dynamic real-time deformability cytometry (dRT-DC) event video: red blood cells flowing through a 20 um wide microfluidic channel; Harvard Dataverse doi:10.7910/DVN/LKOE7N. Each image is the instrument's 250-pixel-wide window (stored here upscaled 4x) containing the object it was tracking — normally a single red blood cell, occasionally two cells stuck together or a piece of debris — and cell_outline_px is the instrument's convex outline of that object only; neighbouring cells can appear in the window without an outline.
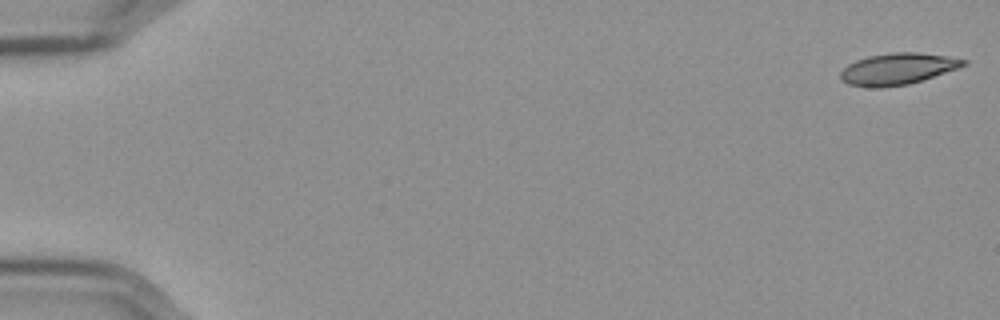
{"species": "Egyptian fruit bat (a non-hibernating species)", "species_latin": "Rousettus aegyptiacus", "temperature_condition": "cold", "stored_images_in_passage": 57, "camera_frame_rate_fps": 3000, "um_per_image_px": 0.085, "frame": {"image": 1, "passage_image": 1, "time_ms": 0.0, "image_size_px": [1000, 320], "cell_outline_px": [[968, 64], [908, 84], [880, 88], [876, 88], [848, 84], [840, 80], [840, 72], [848, 64], [856, 60], [868, 56], [892, 52], [916, 52], [948, 56], [968, 60]], "centroid_in_image_um": [76.26, 5.85], "position_along_channel_um": 8.7, "area_um2": 22.37}}
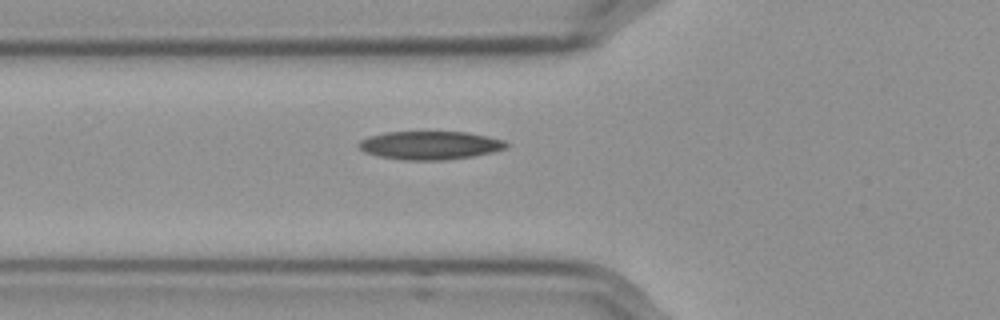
{"frame": {"image": 2, "passage_image": 21, "time_ms": 6.667, "image_size_px": [1000, 320], "cell_outline_px": [[508, 144], [504, 148], [492, 152], [472, 156], [444, 160], [404, 160], [380, 156], [364, 152], [356, 144], [360, 140], [368, 136], [384, 132], [468, 132], [488, 136], [504, 140]], "centroid_in_image_um": [36.52, 12.34], "position_along_channel_um": 89.3, "area_um2": 24.33}}
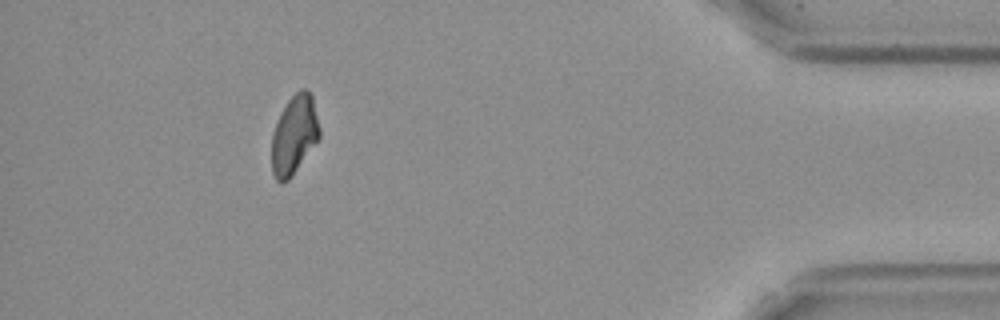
{"frame": {"image": 3, "passage_image": 52, "time_ms": 17.0, "image_size_px": [1000, 320], "cell_outline_px": [[320, 136], [288, 180], [280, 184], [276, 180], [272, 172], [272, 132], [280, 112], [288, 100], [300, 88], [308, 88], [312, 96], [320, 128]], "centroid_in_image_um": [24.99, 11.43], "position_along_channel_um": 410.2, "area_um2": 21.85}, "authors_computed_cell_mechanics": {"area_um2": 22.831, "velocity_mm_per_s": 3.5844, "shape_relaxation_time_tau1_ms": null, "shape_relaxation_time_tau2_ms": 8.8575, "deformation_change_tau1": null, "deformation_change_tau2": 0.1644}}